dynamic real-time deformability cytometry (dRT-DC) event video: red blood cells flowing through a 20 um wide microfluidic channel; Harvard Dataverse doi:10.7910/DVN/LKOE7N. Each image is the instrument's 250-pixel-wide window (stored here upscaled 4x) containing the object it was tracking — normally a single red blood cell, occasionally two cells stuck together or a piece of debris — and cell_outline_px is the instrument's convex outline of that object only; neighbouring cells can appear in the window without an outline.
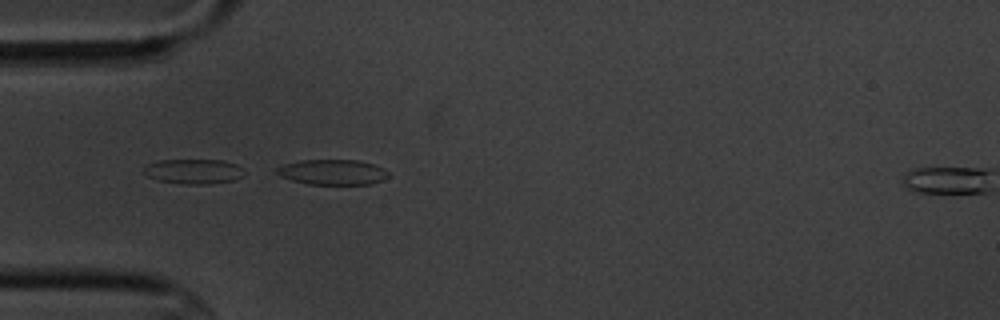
{"species": "common noctule bat (a hibernating species)", "species_latin": "Nyctalus noctula", "temperature_condition": "cold", "stored_images_in_passage": 5, "segment_of_instrument_passage": [2, 3], "camera_frame_rate_fps": 3000, "um_per_image_px": 0.085, "animal": {"sex": "male", "body_mass_g": 20.1, "forearm_length_mm": 53.5}, "frame": {"image": 1, "passage_image": 4, "time_ms": 3.667, "image_size_px": [1000, 320], "cell_outline_px": [[388, 176], [384, 180], [372, 184], [308, 184], [292, 180], [280, 176], [276, 172], [276, 168], [284, 164], [300, 160], [356, 160], [372, 164], [384, 168], [388, 172]], "centroid_in_image_um": [28.27, 14.63], "position_along_channel_um": 56.7, "area_um2": 16.42}}